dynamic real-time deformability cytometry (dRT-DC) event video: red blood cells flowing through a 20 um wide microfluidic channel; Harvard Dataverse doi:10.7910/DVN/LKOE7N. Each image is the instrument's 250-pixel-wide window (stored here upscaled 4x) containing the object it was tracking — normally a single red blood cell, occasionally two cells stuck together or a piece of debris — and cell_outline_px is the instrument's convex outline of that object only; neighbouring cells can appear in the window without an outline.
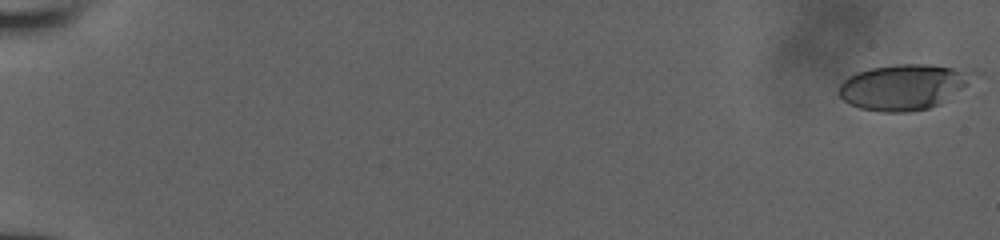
{"species": "human", "species_latin": "Homo sapiens", "temperature_condition": "room temperature", "stored_images_in_passage": 21, "camera_frame_rate_fps": 3000, "um_per_image_px": 0.085, "donor": {"sex": "male"}, "frame": {"image": 1, "passage_image": 1, "time_ms": 0.0, "image_size_px": [1000, 240], "cell_outline_px": [[980, 72], [968, 84], [940, 104], [928, 108], [908, 112], [880, 112], [860, 108], [844, 100], [836, 92], [840, 84], [848, 76], [856, 72], [868, 68], [896, 64], [928, 64], [976, 68]], "centroid_in_image_um": [76.87, 7.35], "position_along_channel_um": 8.1, "area_um2": 36.41}}
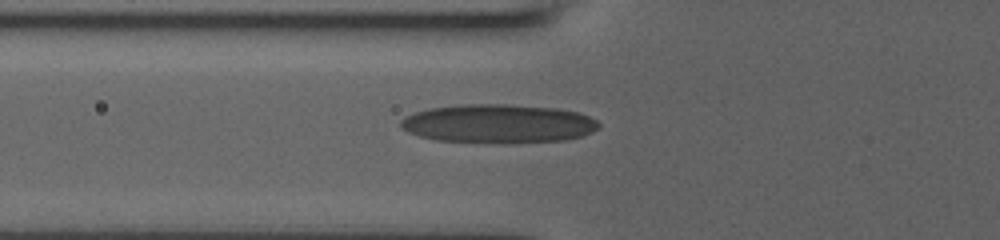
{"frame": {"image": 2, "passage_image": 18, "time_ms": 7.333, "image_size_px": [1000, 240], "cell_outline_px": [[600, 128], [592, 132], [580, 136], [564, 140], [512, 144], [504, 144], [436, 140], [420, 136], [408, 132], [400, 128], [400, 120], [404, 116], [416, 112], [432, 108], [460, 104], [508, 104], [560, 108], [576, 112], [588, 116], [596, 120], [600, 124]], "centroid_in_image_um": [42.36, 10.52], "position_along_channel_um": 83.4, "area_um2": 45.32}}
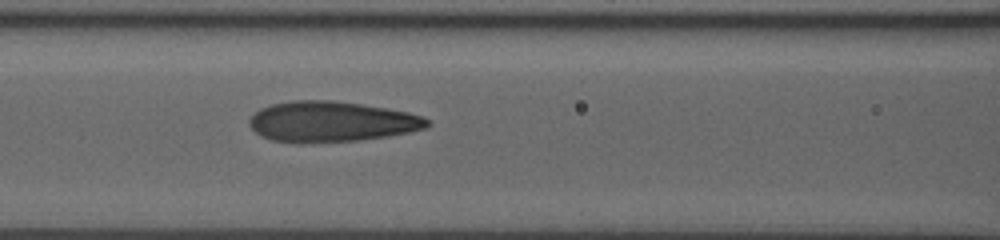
{"frame": {"image": 3, "passage_image": 21, "time_ms": 8.667, "image_size_px": [1000, 240], "cell_outline_px": [[432, 124], [428, 128], [388, 136], [360, 140], [300, 144], [296, 144], [272, 140], [260, 136], [248, 124], [248, 120], [260, 108], [272, 104], [292, 100], [332, 100], [360, 104], [408, 112], [420, 116], [428, 120]], "centroid_in_image_um": [28.14, 10.35], "position_along_channel_um": 138.5, "area_um2": 42.25}}